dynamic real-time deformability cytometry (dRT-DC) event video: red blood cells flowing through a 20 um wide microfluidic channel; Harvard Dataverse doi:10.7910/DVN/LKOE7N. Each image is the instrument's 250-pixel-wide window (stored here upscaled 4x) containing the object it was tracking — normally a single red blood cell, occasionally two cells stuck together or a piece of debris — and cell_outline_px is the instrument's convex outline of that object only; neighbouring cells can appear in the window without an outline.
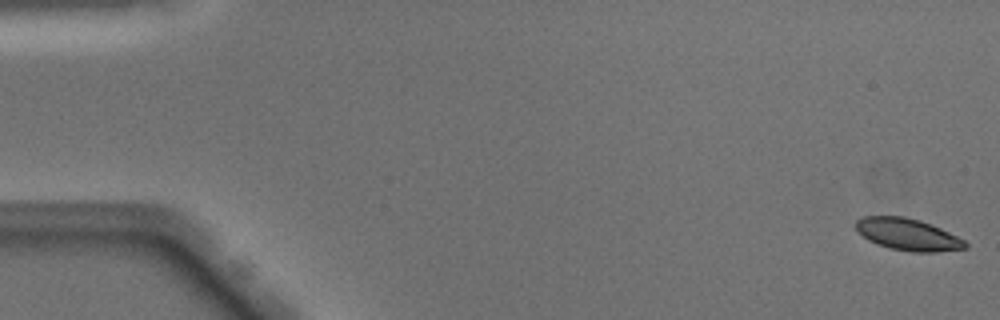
{"species": "Egyptian fruit bat (a non-hibernating species)", "species_latin": "Rousettus aegyptiacus", "temperature_condition": "warm", "stored_images_in_passage": 50, "camera_frame_rate_fps": 3000, "um_per_image_px": 0.085, "animal": {"sex": "male"}, "frame": {"image": 1, "passage_image": 1, "time_ms": 0.0, "image_size_px": [1000, 320], "cell_outline_px": [[968, 248], [936, 252], [912, 252], [892, 248], [876, 244], [868, 240], [856, 228], [856, 220], [864, 216], [904, 216], [920, 220], [932, 224], [964, 240], [968, 244]], "centroid_in_image_um": [77.18, 19.92], "position_along_channel_um": 7.8, "area_um2": 20.23}}
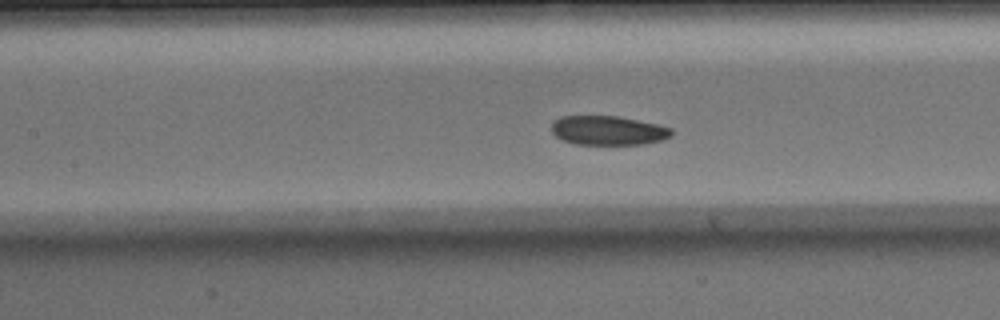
{"frame": {"image": 2, "passage_image": 23, "time_ms": 7.333, "image_size_px": [1000, 320], "cell_outline_px": [[672, 136], [664, 140], [644, 144], [576, 144], [564, 140], [556, 136], [552, 132], [552, 120], [560, 116], [616, 116], [656, 124], [672, 128]], "centroid_in_image_um": [51.69, 11.09], "position_along_channel_um": 155.7, "area_um2": 20.4}}
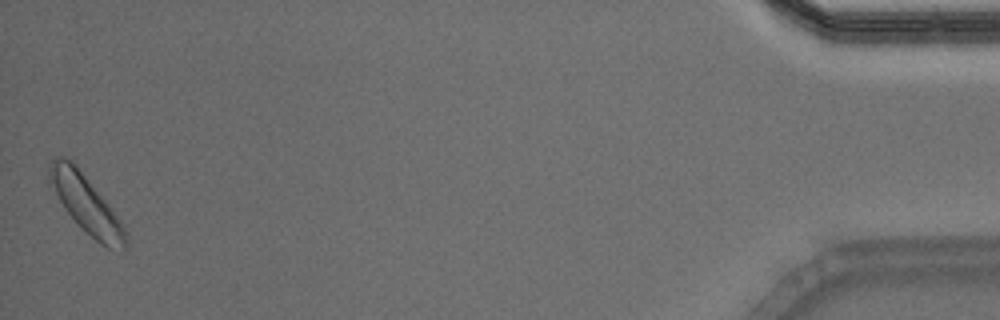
{"frame": {"image": 3, "passage_image": 50, "time_ms": 16.333, "image_size_px": [1000, 320], "cell_outline_px": [[128, 248], [116, 252], [100, 244], [80, 228], [64, 208], [48, 184], [48, 164], [56, 156], [64, 156], [72, 160], [76, 164], [112, 208], [124, 224], [128, 232]], "centroid_in_image_um": [7.34, 17.38], "position_along_channel_um": 427.9, "area_um2": 26.53}, "authors_computed_cell_mechanics": {"area_um2": 21.4149, "velocity_mm_per_s": 4.0279, "shape_relaxation_time_tau1_ms": 3.5904, "shape_relaxation_time_tau2_ms": 6.6988, "deformation_change_tau1": 0.0646, "deformation_change_tau2": 0.1227}}